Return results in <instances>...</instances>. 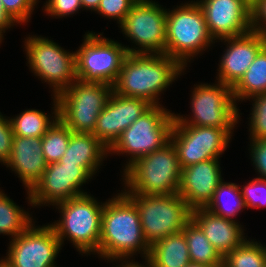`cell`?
Returning a JSON list of instances; mask_svg holds the SVG:
<instances>
[{"label":"cell","mask_w":266,"mask_h":267,"mask_svg":"<svg viewBox=\"0 0 266 267\" xmlns=\"http://www.w3.org/2000/svg\"><path fill=\"white\" fill-rule=\"evenodd\" d=\"M113 262H116V264L118 265H115L116 267H152L150 265V263L145 259V261H142V263L138 262V261H135V258L133 260H117V261H112L111 263L113 264ZM120 263V264H119ZM112 266V267H114Z\"/></svg>","instance_id":"obj_40"},{"label":"cell","mask_w":266,"mask_h":267,"mask_svg":"<svg viewBox=\"0 0 266 267\" xmlns=\"http://www.w3.org/2000/svg\"><path fill=\"white\" fill-rule=\"evenodd\" d=\"M138 0H101L94 11L98 15L116 20L118 24L129 14Z\"/></svg>","instance_id":"obj_33"},{"label":"cell","mask_w":266,"mask_h":267,"mask_svg":"<svg viewBox=\"0 0 266 267\" xmlns=\"http://www.w3.org/2000/svg\"><path fill=\"white\" fill-rule=\"evenodd\" d=\"M136 205L148 245L181 232L191 220L192 209L177 193L169 195L126 194Z\"/></svg>","instance_id":"obj_9"},{"label":"cell","mask_w":266,"mask_h":267,"mask_svg":"<svg viewBox=\"0 0 266 267\" xmlns=\"http://www.w3.org/2000/svg\"><path fill=\"white\" fill-rule=\"evenodd\" d=\"M166 15L167 9L158 2L138 0L118 26L134 44L125 46L127 53L165 54Z\"/></svg>","instance_id":"obj_12"},{"label":"cell","mask_w":266,"mask_h":267,"mask_svg":"<svg viewBox=\"0 0 266 267\" xmlns=\"http://www.w3.org/2000/svg\"><path fill=\"white\" fill-rule=\"evenodd\" d=\"M216 42L226 44V49L219 58L216 80L233 88L266 45V37L261 33L250 31L241 36Z\"/></svg>","instance_id":"obj_18"},{"label":"cell","mask_w":266,"mask_h":267,"mask_svg":"<svg viewBox=\"0 0 266 267\" xmlns=\"http://www.w3.org/2000/svg\"><path fill=\"white\" fill-rule=\"evenodd\" d=\"M246 209L266 207V179L253 178L246 185H239Z\"/></svg>","instance_id":"obj_32"},{"label":"cell","mask_w":266,"mask_h":267,"mask_svg":"<svg viewBox=\"0 0 266 267\" xmlns=\"http://www.w3.org/2000/svg\"><path fill=\"white\" fill-rule=\"evenodd\" d=\"M31 215L0 188V235L10 236L11 240L16 238L34 223Z\"/></svg>","instance_id":"obj_27"},{"label":"cell","mask_w":266,"mask_h":267,"mask_svg":"<svg viewBox=\"0 0 266 267\" xmlns=\"http://www.w3.org/2000/svg\"><path fill=\"white\" fill-rule=\"evenodd\" d=\"M214 41L251 31V4L247 0H196Z\"/></svg>","instance_id":"obj_16"},{"label":"cell","mask_w":266,"mask_h":267,"mask_svg":"<svg viewBox=\"0 0 266 267\" xmlns=\"http://www.w3.org/2000/svg\"><path fill=\"white\" fill-rule=\"evenodd\" d=\"M186 267H225V264L218 263V264H213V265H203V264L190 262Z\"/></svg>","instance_id":"obj_42"},{"label":"cell","mask_w":266,"mask_h":267,"mask_svg":"<svg viewBox=\"0 0 266 267\" xmlns=\"http://www.w3.org/2000/svg\"><path fill=\"white\" fill-rule=\"evenodd\" d=\"M4 165L20 178L26 191H30L48 165L42 152V137L14 135L10 158Z\"/></svg>","instance_id":"obj_20"},{"label":"cell","mask_w":266,"mask_h":267,"mask_svg":"<svg viewBox=\"0 0 266 267\" xmlns=\"http://www.w3.org/2000/svg\"><path fill=\"white\" fill-rule=\"evenodd\" d=\"M250 160L257 174V178L266 179V139H249Z\"/></svg>","instance_id":"obj_36"},{"label":"cell","mask_w":266,"mask_h":267,"mask_svg":"<svg viewBox=\"0 0 266 267\" xmlns=\"http://www.w3.org/2000/svg\"><path fill=\"white\" fill-rule=\"evenodd\" d=\"M0 267H11L3 258H0Z\"/></svg>","instance_id":"obj_43"},{"label":"cell","mask_w":266,"mask_h":267,"mask_svg":"<svg viewBox=\"0 0 266 267\" xmlns=\"http://www.w3.org/2000/svg\"><path fill=\"white\" fill-rule=\"evenodd\" d=\"M53 102L51 114H47L37 109H26L22 113L9 117L12 130L15 136L20 137H42L48 129L59 118V106L57 97L51 95Z\"/></svg>","instance_id":"obj_24"},{"label":"cell","mask_w":266,"mask_h":267,"mask_svg":"<svg viewBox=\"0 0 266 267\" xmlns=\"http://www.w3.org/2000/svg\"><path fill=\"white\" fill-rule=\"evenodd\" d=\"M182 168L176 149L169 141L162 148L142 156L122 174L125 194H177Z\"/></svg>","instance_id":"obj_4"},{"label":"cell","mask_w":266,"mask_h":267,"mask_svg":"<svg viewBox=\"0 0 266 267\" xmlns=\"http://www.w3.org/2000/svg\"><path fill=\"white\" fill-rule=\"evenodd\" d=\"M191 92L192 115L174 113L173 125L235 128L240 123L242 113H239L230 86L215 80L213 84H196Z\"/></svg>","instance_id":"obj_7"},{"label":"cell","mask_w":266,"mask_h":267,"mask_svg":"<svg viewBox=\"0 0 266 267\" xmlns=\"http://www.w3.org/2000/svg\"><path fill=\"white\" fill-rule=\"evenodd\" d=\"M91 179L92 177L79 164L49 163L41 179L30 191H26V199L32 208L53 207L70 198L87 194L81 186Z\"/></svg>","instance_id":"obj_14"},{"label":"cell","mask_w":266,"mask_h":267,"mask_svg":"<svg viewBox=\"0 0 266 267\" xmlns=\"http://www.w3.org/2000/svg\"><path fill=\"white\" fill-rule=\"evenodd\" d=\"M185 68L166 54H127L113 86L118 95L162 105L161 95L184 75ZM160 96V97H159Z\"/></svg>","instance_id":"obj_2"},{"label":"cell","mask_w":266,"mask_h":267,"mask_svg":"<svg viewBox=\"0 0 266 267\" xmlns=\"http://www.w3.org/2000/svg\"><path fill=\"white\" fill-rule=\"evenodd\" d=\"M108 156L109 149L93 133L72 132L66 152L58 162L79 164L94 177Z\"/></svg>","instance_id":"obj_22"},{"label":"cell","mask_w":266,"mask_h":267,"mask_svg":"<svg viewBox=\"0 0 266 267\" xmlns=\"http://www.w3.org/2000/svg\"><path fill=\"white\" fill-rule=\"evenodd\" d=\"M112 92L113 87L108 84L77 79L56 96L59 119L72 132L93 133Z\"/></svg>","instance_id":"obj_11"},{"label":"cell","mask_w":266,"mask_h":267,"mask_svg":"<svg viewBox=\"0 0 266 267\" xmlns=\"http://www.w3.org/2000/svg\"><path fill=\"white\" fill-rule=\"evenodd\" d=\"M14 133L9 117L0 111V163L5 164L10 158Z\"/></svg>","instance_id":"obj_37"},{"label":"cell","mask_w":266,"mask_h":267,"mask_svg":"<svg viewBox=\"0 0 266 267\" xmlns=\"http://www.w3.org/2000/svg\"><path fill=\"white\" fill-rule=\"evenodd\" d=\"M234 128L173 125L170 141L185 168L209 159L220 158L229 148Z\"/></svg>","instance_id":"obj_13"},{"label":"cell","mask_w":266,"mask_h":267,"mask_svg":"<svg viewBox=\"0 0 266 267\" xmlns=\"http://www.w3.org/2000/svg\"><path fill=\"white\" fill-rule=\"evenodd\" d=\"M146 260L152 267H186L191 261L185 234L181 231L157 241Z\"/></svg>","instance_id":"obj_23"},{"label":"cell","mask_w":266,"mask_h":267,"mask_svg":"<svg viewBox=\"0 0 266 267\" xmlns=\"http://www.w3.org/2000/svg\"><path fill=\"white\" fill-rule=\"evenodd\" d=\"M23 42L29 70L50 86L51 95L57 96L77 80L75 52L41 35H28Z\"/></svg>","instance_id":"obj_8"},{"label":"cell","mask_w":266,"mask_h":267,"mask_svg":"<svg viewBox=\"0 0 266 267\" xmlns=\"http://www.w3.org/2000/svg\"><path fill=\"white\" fill-rule=\"evenodd\" d=\"M151 106L147 100L121 96L113 91L97 118L93 134L110 149L122 132Z\"/></svg>","instance_id":"obj_17"},{"label":"cell","mask_w":266,"mask_h":267,"mask_svg":"<svg viewBox=\"0 0 266 267\" xmlns=\"http://www.w3.org/2000/svg\"><path fill=\"white\" fill-rule=\"evenodd\" d=\"M191 219L201 228L212 246L224 258L246 239L241 223L214 215L205 208H195Z\"/></svg>","instance_id":"obj_21"},{"label":"cell","mask_w":266,"mask_h":267,"mask_svg":"<svg viewBox=\"0 0 266 267\" xmlns=\"http://www.w3.org/2000/svg\"><path fill=\"white\" fill-rule=\"evenodd\" d=\"M215 41L209 33L204 13L197 1H186L166 15L165 54L185 69L198 54L202 56Z\"/></svg>","instance_id":"obj_5"},{"label":"cell","mask_w":266,"mask_h":267,"mask_svg":"<svg viewBox=\"0 0 266 267\" xmlns=\"http://www.w3.org/2000/svg\"><path fill=\"white\" fill-rule=\"evenodd\" d=\"M252 104L249 114V138L266 139V93L248 98Z\"/></svg>","instance_id":"obj_31"},{"label":"cell","mask_w":266,"mask_h":267,"mask_svg":"<svg viewBox=\"0 0 266 267\" xmlns=\"http://www.w3.org/2000/svg\"><path fill=\"white\" fill-rule=\"evenodd\" d=\"M175 120L174 112L163 105H152L135 122L122 132L119 139L109 149V156L126 155L124 172L142 156L162 148L170 141V133ZM130 157V158H129Z\"/></svg>","instance_id":"obj_6"},{"label":"cell","mask_w":266,"mask_h":267,"mask_svg":"<svg viewBox=\"0 0 266 267\" xmlns=\"http://www.w3.org/2000/svg\"><path fill=\"white\" fill-rule=\"evenodd\" d=\"M205 209L214 215L238 221L234 217L246 209L239 184L223 180L214 191L213 198Z\"/></svg>","instance_id":"obj_26"},{"label":"cell","mask_w":266,"mask_h":267,"mask_svg":"<svg viewBox=\"0 0 266 267\" xmlns=\"http://www.w3.org/2000/svg\"><path fill=\"white\" fill-rule=\"evenodd\" d=\"M4 34L0 31V44L3 42V39H4Z\"/></svg>","instance_id":"obj_44"},{"label":"cell","mask_w":266,"mask_h":267,"mask_svg":"<svg viewBox=\"0 0 266 267\" xmlns=\"http://www.w3.org/2000/svg\"><path fill=\"white\" fill-rule=\"evenodd\" d=\"M236 104L266 93V45L259 51L244 76L232 88Z\"/></svg>","instance_id":"obj_25"},{"label":"cell","mask_w":266,"mask_h":267,"mask_svg":"<svg viewBox=\"0 0 266 267\" xmlns=\"http://www.w3.org/2000/svg\"><path fill=\"white\" fill-rule=\"evenodd\" d=\"M62 246L53 227L35 222L16 238L9 241L2 258L11 267H59L55 260Z\"/></svg>","instance_id":"obj_15"},{"label":"cell","mask_w":266,"mask_h":267,"mask_svg":"<svg viewBox=\"0 0 266 267\" xmlns=\"http://www.w3.org/2000/svg\"><path fill=\"white\" fill-rule=\"evenodd\" d=\"M251 31L266 37V0H254L251 3Z\"/></svg>","instance_id":"obj_38"},{"label":"cell","mask_w":266,"mask_h":267,"mask_svg":"<svg viewBox=\"0 0 266 267\" xmlns=\"http://www.w3.org/2000/svg\"><path fill=\"white\" fill-rule=\"evenodd\" d=\"M103 206L104 202L88 193L56 204L60 218L50 225L61 246L68 240L79 254L98 257Z\"/></svg>","instance_id":"obj_3"},{"label":"cell","mask_w":266,"mask_h":267,"mask_svg":"<svg viewBox=\"0 0 266 267\" xmlns=\"http://www.w3.org/2000/svg\"><path fill=\"white\" fill-rule=\"evenodd\" d=\"M219 159H209L182 168L177 193L192 210L205 208L212 200L218 185L224 180Z\"/></svg>","instance_id":"obj_19"},{"label":"cell","mask_w":266,"mask_h":267,"mask_svg":"<svg viewBox=\"0 0 266 267\" xmlns=\"http://www.w3.org/2000/svg\"><path fill=\"white\" fill-rule=\"evenodd\" d=\"M41 8L48 16L56 19L71 17L83 9L80 0H47Z\"/></svg>","instance_id":"obj_35"},{"label":"cell","mask_w":266,"mask_h":267,"mask_svg":"<svg viewBox=\"0 0 266 267\" xmlns=\"http://www.w3.org/2000/svg\"><path fill=\"white\" fill-rule=\"evenodd\" d=\"M83 10H90L94 12L100 3L101 0H80Z\"/></svg>","instance_id":"obj_41"},{"label":"cell","mask_w":266,"mask_h":267,"mask_svg":"<svg viewBox=\"0 0 266 267\" xmlns=\"http://www.w3.org/2000/svg\"><path fill=\"white\" fill-rule=\"evenodd\" d=\"M72 131L58 118L42 136V152L46 162H58L66 152Z\"/></svg>","instance_id":"obj_30"},{"label":"cell","mask_w":266,"mask_h":267,"mask_svg":"<svg viewBox=\"0 0 266 267\" xmlns=\"http://www.w3.org/2000/svg\"><path fill=\"white\" fill-rule=\"evenodd\" d=\"M225 267H265V245L254 239H246L223 258Z\"/></svg>","instance_id":"obj_29"},{"label":"cell","mask_w":266,"mask_h":267,"mask_svg":"<svg viewBox=\"0 0 266 267\" xmlns=\"http://www.w3.org/2000/svg\"><path fill=\"white\" fill-rule=\"evenodd\" d=\"M104 201L98 258L107 262L147 259L150 246L145 240L135 203L121 190ZM136 254V255H135Z\"/></svg>","instance_id":"obj_1"},{"label":"cell","mask_w":266,"mask_h":267,"mask_svg":"<svg viewBox=\"0 0 266 267\" xmlns=\"http://www.w3.org/2000/svg\"><path fill=\"white\" fill-rule=\"evenodd\" d=\"M83 36V43L74 51L77 79L113 87L128 54L125 45L104 37L103 32L88 31Z\"/></svg>","instance_id":"obj_10"},{"label":"cell","mask_w":266,"mask_h":267,"mask_svg":"<svg viewBox=\"0 0 266 267\" xmlns=\"http://www.w3.org/2000/svg\"><path fill=\"white\" fill-rule=\"evenodd\" d=\"M15 25H17V23L6 13L2 1L0 0V31L4 34Z\"/></svg>","instance_id":"obj_39"},{"label":"cell","mask_w":266,"mask_h":267,"mask_svg":"<svg viewBox=\"0 0 266 267\" xmlns=\"http://www.w3.org/2000/svg\"><path fill=\"white\" fill-rule=\"evenodd\" d=\"M185 234L190 261L203 265L224 263L223 257L212 246L201 228L191 219L182 230Z\"/></svg>","instance_id":"obj_28"},{"label":"cell","mask_w":266,"mask_h":267,"mask_svg":"<svg viewBox=\"0 0 266 267\" xmlns=\"http://www.w3.org/2000/svg\"><path fill=\"white\" fill-rule=\"evenodd\" d=\"M250 4L254 1V0H247Z\"/></svg>","instance_id":"obj_45"},{"label":"cell","mask_w":266,"mask_h":267,"mask_svg":"<svg viewBox=\"0 0 266 267\" xmlns=\"http://www.w3.org/2000/svg\"><path fill=\"white\" fill-rule=\"evenodd\" d=\"M6 13L21 26L31 20L39 0H1Z\"/></svg>","instance_id":"obj_34"}]
</instances>
